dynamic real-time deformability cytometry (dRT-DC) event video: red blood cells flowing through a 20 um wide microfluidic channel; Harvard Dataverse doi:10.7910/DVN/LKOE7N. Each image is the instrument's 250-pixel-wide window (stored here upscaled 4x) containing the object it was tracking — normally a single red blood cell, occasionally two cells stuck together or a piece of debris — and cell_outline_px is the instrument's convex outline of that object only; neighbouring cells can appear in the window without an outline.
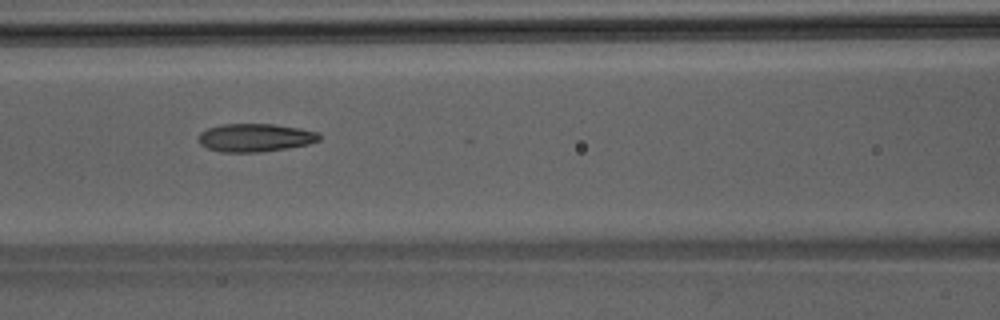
{"species": "Egyptian fruit bat (a non-hibernating species)", "species_latin": "Rousettus aegyptiacus", "temperature_condition": "room temperature", "stored_images_in_passage": 20, "camera_frame_rate_fps": 3000, "um_per_image_px": 0.085, "animal": {"sex": "male"}, "frame": {"image": 1, "passage_image": 8, "time_ms": 2.333, "image_size_px": [1000, 320], "cell_outline_px": [[320, 140], [308, 144], [288, 148], [260, 152], [220, 152], [208, 148], [200, 144], [196, 140], [200, 132], [208, 128], [224, 124], [276, 124], [300, 128], [316, 132], [320, 136]], "centroid_in_image_um": [21.66, 11.7], "position_along_channel_um": 144.9, "area_um2": 19.88}}